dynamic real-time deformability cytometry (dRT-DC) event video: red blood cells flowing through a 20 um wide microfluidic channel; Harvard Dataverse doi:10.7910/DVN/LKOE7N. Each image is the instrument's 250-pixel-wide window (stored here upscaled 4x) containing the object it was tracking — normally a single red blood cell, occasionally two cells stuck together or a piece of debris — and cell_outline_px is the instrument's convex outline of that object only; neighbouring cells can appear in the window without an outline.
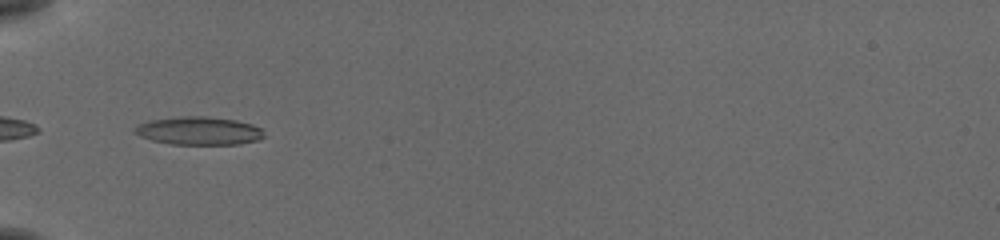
{"species": "common noctule bat (a hibernating species)", "species_latin": "Nyctalus noctula", "temperature_condition": "cold", "stored_images_in_passage": 36, "camera_frame_rate_fps": 3000, "um_per_image_px": 0.085, "animal": {"sex": "female", "body_mass_g": 19.5, "forearm_length_mm": 54.1}, "frame": {"image": 1, "passage_image": 1, "time_ms": 0.0, "image_size_px": [1000, 240], "cell_outline_px": [[264, 136], [260, 140], [240, 144], [172, 144], [152, 140], [140, 136], [132, 132], [140, 124], [148, 120], [180, 116], [204, 116], [236, 120], [252, 124], [260, 128], [264, 132]], "centroid_in_image_um": [16.92, 11.12], "position_along_channel_um": 68.1, "area_um2": 21.21}}
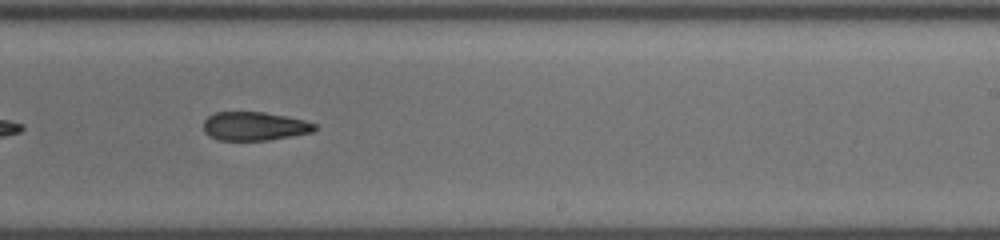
{"frame": {"image": 2, "passage_image": 17, "time_ms": 5.333, "image_size_px": [1000, 240], "cell_outline_px": [[320, 128], [312, 132], [292, 136], [268, 140], [220, 140], [208, 136], [204, 132], [204, 120], [208, 116], [216, 112], [264, 112], [304, 120], [316, 124]], "centroid_in_image_um": [21.64, 10.73], "position_along_channel_um": 267.4, "area_um2": 18.61}}
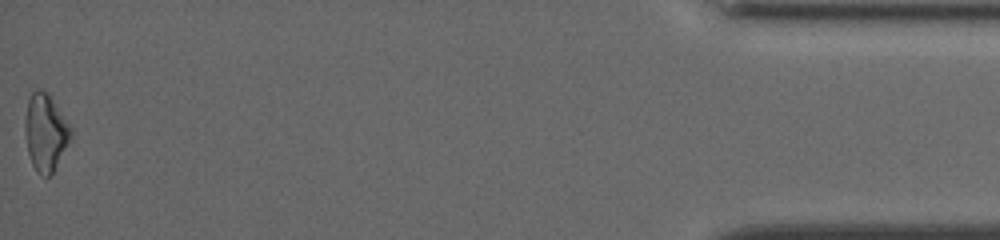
{"frame": {"image": 3, "passage_image": 36, "time_ms": 11.667, "image_size_px": [1000, 240], "cell_outline_px": [[72, 136], [52, 172], [48, 176], [40, 176], [36, 172], [32, 164], [28, 152], [24, 124], [24, 120], [28, 100], [32, 92], [36, 88], [40, 88], [48, 92], [72, 128]], "centroid_in_image_um": [3.86, 11.21], "position_along_channel_um": 431.3, "area_um2": 20.52}, "authors_computed_cell_mechanics": {"area_um2": 19.5364, "velocity_mm_per_s": 3.8503, "shape_relaxation_time_tau1_ms": null, "shape_relaxation_time_tau2_ms": 5.4217, "deformation_change_tau1": null, "deformation_change_tau2": 0.1516}}